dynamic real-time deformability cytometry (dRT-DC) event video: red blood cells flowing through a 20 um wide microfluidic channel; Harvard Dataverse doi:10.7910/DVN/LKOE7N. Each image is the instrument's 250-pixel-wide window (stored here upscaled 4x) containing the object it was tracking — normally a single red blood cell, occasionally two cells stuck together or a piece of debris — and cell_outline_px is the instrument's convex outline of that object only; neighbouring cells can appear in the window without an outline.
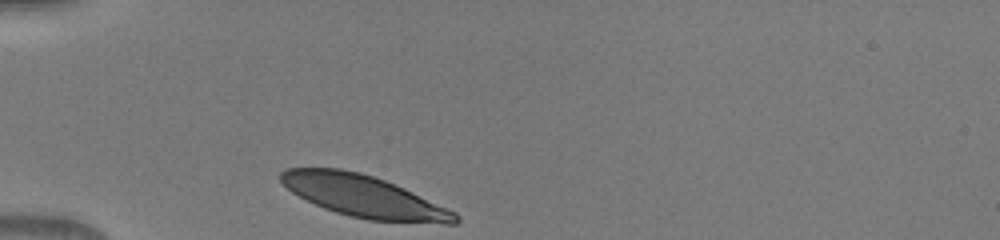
{"species": "human", "species_latin": "Homo sapiens", "temperature_condition": "warm", "stored_images_in_passage": 29, "camera_frame_rate_fps": 3000, "um_per_image_px": 0.085, "donor": {"sex": "male"}, "frame": {"image": 1, "passage_image": 1, "time_ms": 0.0, "image_size_px": [1000, 240], "cell_outline_px": [[460, 220], [456, 224], [444, 224], [368, 220], [336, 212], [324, 208], [292, 192], [280, 180], [280, 172], [288, 168], [340, 168], [360, 172], [384, 180], [404, 188], [456, 212], [460, 216]], "centroid_in_image_um": [30.97, 16.69], "position_along_channel_um": 54.0, "area_um2": 42.31}}
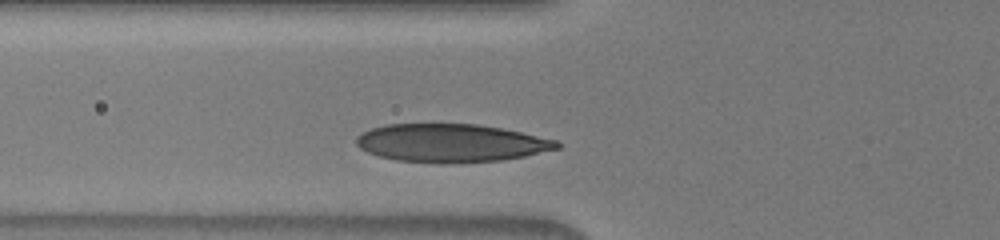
{"frame": {"image": 2, "passage_image": 5, "time_ms": 1.333, "image_size_px": [1000, 240], "cell_outline_px": [[560, 148], [524, 156], [504, 160], [452, 164], [436, 164], [396, 160], [380, 156], [368, 152], [360, 148], [356, 144], [356, 136], [372, 128], [384, 124], [476, 124], [500, 128], [520, 132], [556, 140], [560, 144]], "centroid_in_image_um": [38.31, 12.17], "position_along_channel_um": 87.5, "area_um2": 44.8}}
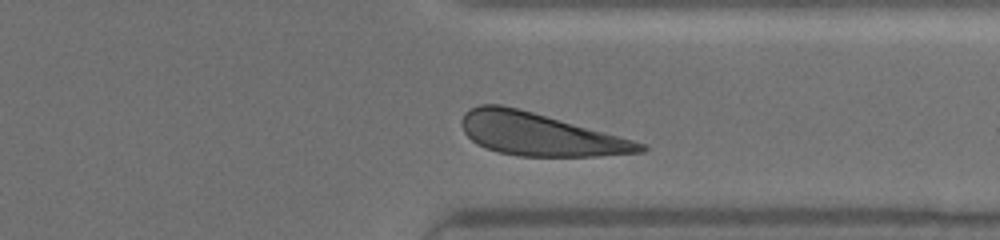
{"frame": {"image": 3, "passage_image": 26, "time_ms": 8.333, "image_size_px": [1000, 240], "cell_outline_px": [[648, 148], [644, 152], [596, 156], [520, 156], [500, 152], [484, 148], [476, 144], [464, 132], [460, 124], [460, 120], [464, 112], [468, 108], [480, 104], [500, 104], [532, 112], [632, 140], [644, 144]], "centroid_in_image_um": [45.79, 11.42], "position_along_channel_um": 365.6, "area_um2": 43.81}}